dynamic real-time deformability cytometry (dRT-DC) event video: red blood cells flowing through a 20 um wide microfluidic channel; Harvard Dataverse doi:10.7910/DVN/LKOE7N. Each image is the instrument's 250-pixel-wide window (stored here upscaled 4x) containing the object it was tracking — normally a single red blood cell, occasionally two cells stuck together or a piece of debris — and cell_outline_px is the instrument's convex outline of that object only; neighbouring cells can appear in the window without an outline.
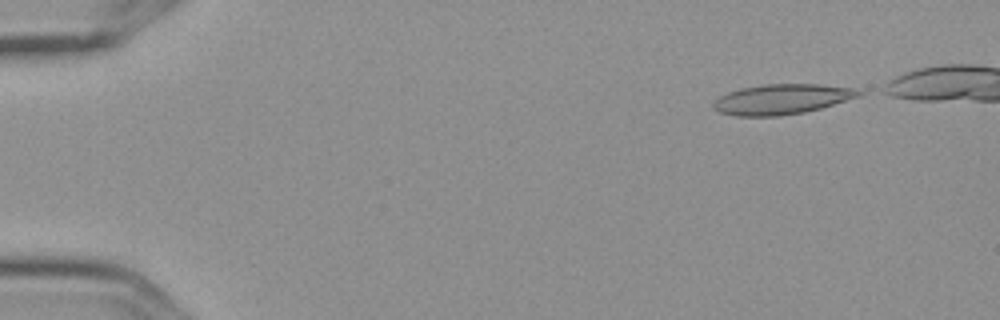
{"species": "Egyptian fruit bat (a non-hibernating species)", "species_latin": "Rousettus aegyptiacus", "temperature_condition": "cold", "stored_images_in_passage": 5, "camera_frame_rate_fps": 3000, "um_per_image_px": 0.085, "frame": {"image": 1, "passage_image": 1, "time_ms": 0.0, "image_size_px": [1000, 320], "cell_outline_px": [[864, 92], [860, 96], [820, 108], [804, 112], [780, 116], [736, 116], [720, 112], [712, 108], [712, 104], [720, 96], [728, 92], [740, 88], [764, 84], [820, 84], [852, 88]], "centroid_in_image_um": [66.43, 8.43], "position_along_channel_um": 18.6, "area_um2": 25.49}}